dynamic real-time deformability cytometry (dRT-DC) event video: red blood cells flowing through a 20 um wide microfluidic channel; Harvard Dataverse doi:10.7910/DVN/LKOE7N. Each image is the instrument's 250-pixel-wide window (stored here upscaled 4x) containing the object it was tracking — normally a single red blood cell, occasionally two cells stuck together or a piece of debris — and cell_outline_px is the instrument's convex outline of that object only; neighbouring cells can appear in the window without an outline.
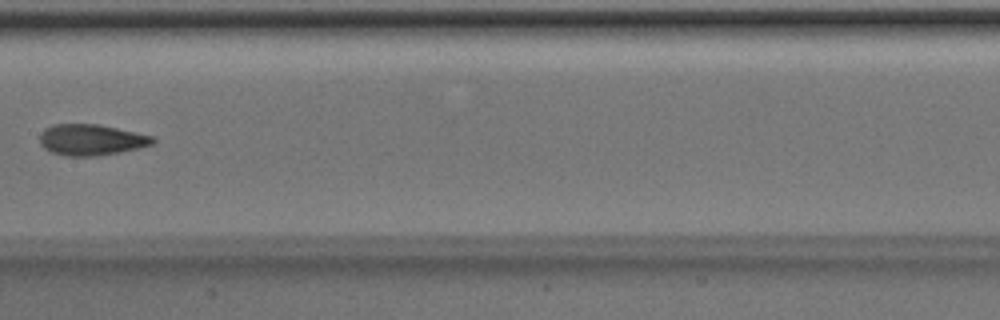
{"species": "Egyptian fruit bat (a non-hibernating species)", "species_latin": "Rousettus aegyptiacus", "temperature_condition": "room temperature", "stored_images_in_passage": 6, "camera_frame_rate_fps": 3000, "um_per_image_px": 0.085, "animal": {"sex": "male"}, "frame": {"image": 1, "passage_image": 6, "time_ms": 1.667, "image_size_px": [1000, 320], "cell_outline_px": [[156, 140], [152, 144], [120, 152], [96, 156], [64, 156], [52, 152], [44, 148], [40, 144], [40, 132], [44, 128], [52, 124], [100, 124], [136, 132], [152, 136]], "centroid_in_image_um": [7.71, 11.87], "position_along_channel_um": 199.7, "area_um2": 20.52}}